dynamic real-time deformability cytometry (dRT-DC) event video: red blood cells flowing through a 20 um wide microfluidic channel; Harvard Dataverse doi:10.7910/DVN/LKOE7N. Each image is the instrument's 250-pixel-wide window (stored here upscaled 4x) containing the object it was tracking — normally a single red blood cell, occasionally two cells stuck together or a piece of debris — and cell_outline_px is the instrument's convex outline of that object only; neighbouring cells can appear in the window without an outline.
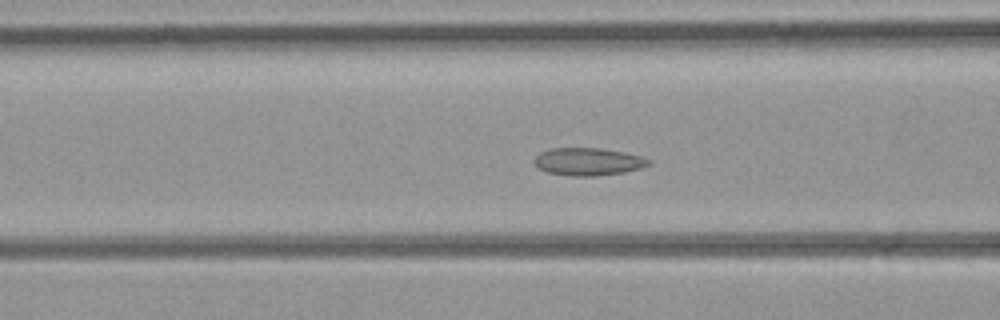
{"species": "common noctule bat (a hibernating species)", "species_latin": "Nyctalus noctula", "temperature_condition": "room temperature", "stored_images_in_passage": 44, "camera_frame_rate_fps": 3000, "um_per_image_px": 0.085, "animal": {"sex": "female", "body_mass_g": 21.9}, "frame": {"image": 1, "passage_image": 17, "time_ms": 5.333, "image_size_px": [1000, 320], "cell_outline_px": [[652, 164], [640, 168], [624, 172], [596, 176], [568, 176], [548, 172], [536, 168], [532, 160], [540, 152], [548, 148], [600, 148], [624, 152], [640, 156], [652, 160]], "centroid_in_image_um": [49.96, 13.74], "position_along_channel_um": 116.6, "area_um2": 18.67}}
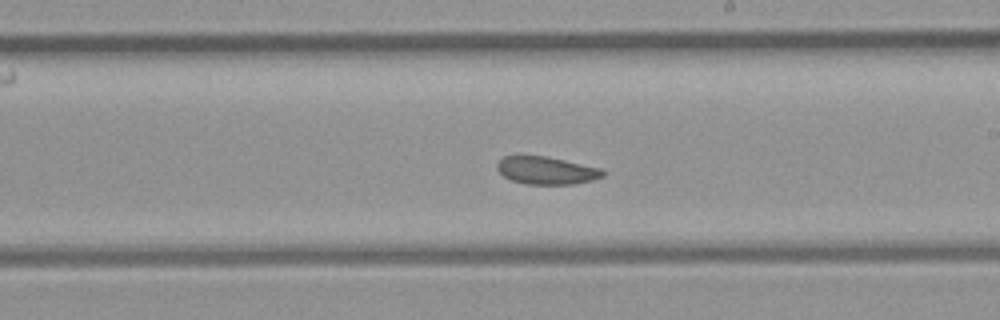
{"frame": {"image": 2, "passage_image": 25, "time_ms": 8.0, "image_size_px": [1000, 320], "cell_outline_px": [[604, 176], [592, 180], [572, 184], [528, 184], [512, 180], [504, 176], [496, 168], [496, 164], [504, 156], [544, 156], [604, 168]], "centroid_in_image_um": [46.47, 14.49], "position_along_channel_um": 242.5, "area_um2": 16.94}}
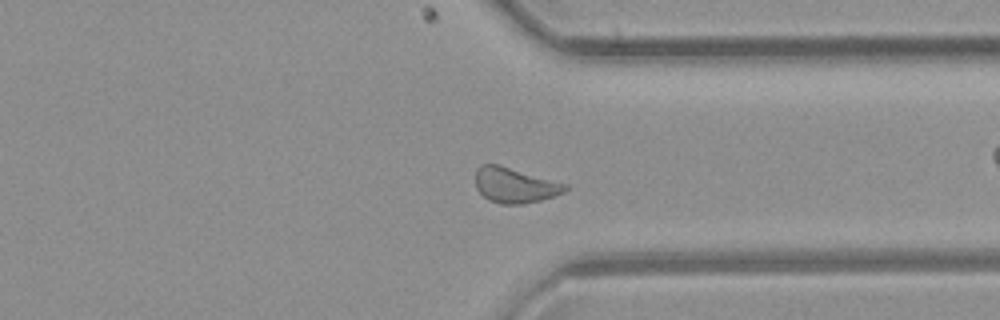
{"frame": {"image": 3, "passage_image": 33, "time_ms": 10.667, "image_size_px": [1000, 320], "cell_outline_px": [[568, 188], [564, 192], [540, 200], [524, 204], [500, 204], [488, 200], [476, 188], [476, 168], [480, 164], [496, 164], [568, 184]], "centroid_in_image_um": [43.74, 15.75], "position_along_channel_um": 367.7, "area_um2": 18.26}}